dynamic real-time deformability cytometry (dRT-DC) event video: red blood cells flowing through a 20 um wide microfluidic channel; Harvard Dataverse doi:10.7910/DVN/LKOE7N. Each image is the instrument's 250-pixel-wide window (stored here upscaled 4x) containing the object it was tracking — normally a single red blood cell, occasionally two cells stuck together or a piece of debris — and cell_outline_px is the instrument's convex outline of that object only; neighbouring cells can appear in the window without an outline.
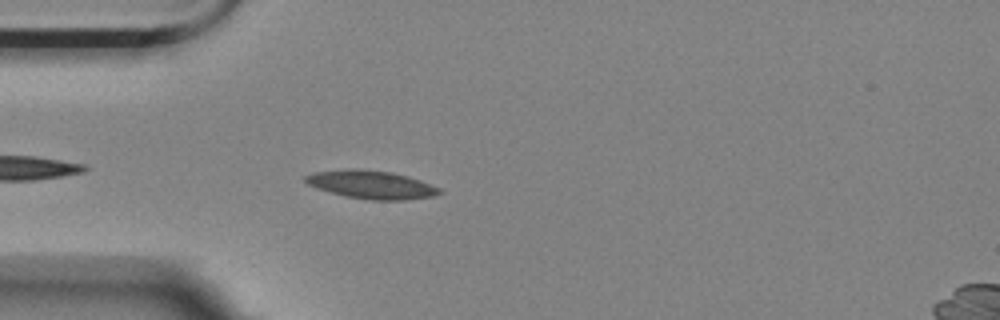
{"species": "Egyptian fruit bat (a non-hibernating species)", "species_latin": "Rousettus aegyptiacus", "temperature_condition": "room temperature", "stored_images_in_passage": 23, "camera_frame_rate_fps": 3000, "um_per_image_px": 0.085, "animal": {"sex": "female"}, "frame": {"image": 1, "passage_image": 4, "time_ms": 1.0, "image_size_px": [1000, 320], "cell_outline_px": [[444, 192], [432, 196], [404, 200], [372, 200], [348, 196], [316, 188], [308, 184], [304, 180], [304, 176], [316, 172], [352, 168], [356, 168], [392, 172], [408, 176], [420, 180], [440, 188]], "centroid_in_image_um": [31.59, 15.68], "position_along_channel_um": 53.4, "area_um2": 21.85}}
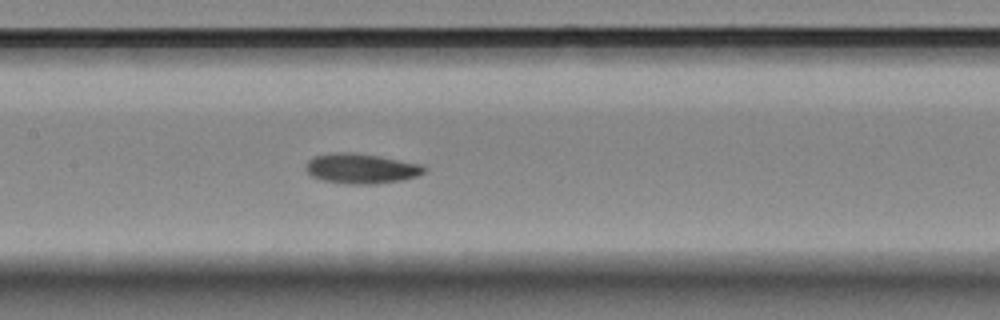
{"frame": {"image": 2, "passage_image": 15, "time_ms": 4.667, "image_size_px": [1000, 320], "cell_outline_px": [[424, 172], [416, 176], [400, 180], [372, 184], [344, 184], [324, 180], [312, 176], [304, 168], [308, 160], [316, 156], [332, 152], [352, 152], [380, 156], [420, 164], [424, 168]], "centroid_in_image_um": [30.65, 14.32], "position_along_channel_um": 176.8, "area_um2": 20.52}}
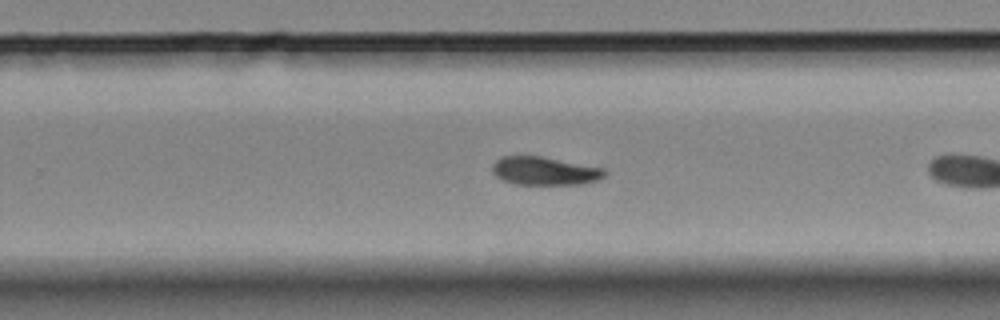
{"frame": {"image": 3, "passage_image": 21, "time_ms": 6.667, "image_size_px": [1000, 320], "cell_outline_px": [[608, 172], [604, 176], [596, 180], [580, 184], [512, 184], [500, 180], [492, 172], [492, 164], [500, 156], [540, 156], [604, 168]], "centroid_in_image_um": [46.24, 14.53], "position_along_channel_um": 283.6, "area_um2": 18.55}}